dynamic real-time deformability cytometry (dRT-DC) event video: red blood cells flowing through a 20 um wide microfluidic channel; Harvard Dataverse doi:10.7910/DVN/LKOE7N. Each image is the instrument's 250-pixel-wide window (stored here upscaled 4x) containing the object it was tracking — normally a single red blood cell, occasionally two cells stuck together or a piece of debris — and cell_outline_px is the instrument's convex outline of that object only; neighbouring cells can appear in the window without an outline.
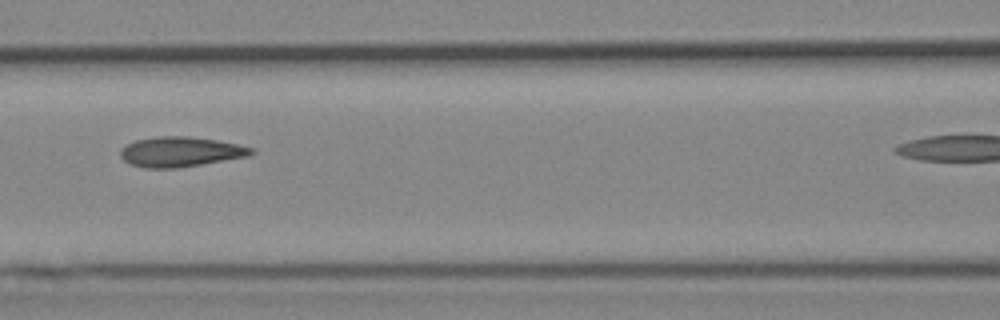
{"species": "Egyptian fruit bat (a non-hibernating species)", "species_latin": "Rousettus aegyptiacus", "temperature_condition": "cold", "stored_images_in_passage": 7, "camera_frame_rate_fps": 3000, "um_per_image_px": 0.085, "animal": {"sex": "female"}, "frame": {"image": 1, "passage_image": 6, "time_ms": 5.667, "image_size_px": [1000, 320], "cell_outline_px": [[256, 152], [248, 156], [176, 168], [144, 168], [128, 164], [120, 156], [120, 148], [136, 140], [160, 136], [184, 136], [216, 140], [236, 144], [252, 148]], "centroid_in_image_um": [15.29, 12.91], "position_along_channel_um": 151.3, "area_um2": 22.66}}